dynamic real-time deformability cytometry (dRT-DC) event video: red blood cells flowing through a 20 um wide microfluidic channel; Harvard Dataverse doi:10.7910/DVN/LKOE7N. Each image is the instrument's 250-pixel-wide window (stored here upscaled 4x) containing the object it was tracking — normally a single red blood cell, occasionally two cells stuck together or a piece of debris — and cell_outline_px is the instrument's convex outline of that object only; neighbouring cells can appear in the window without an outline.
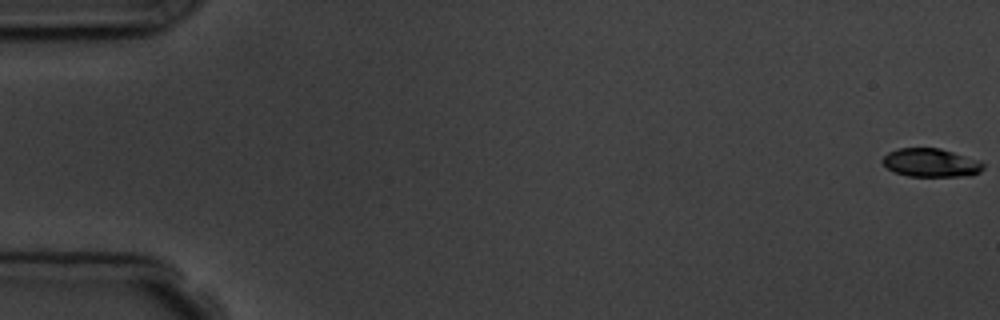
{"species": "common noctule bat (a hibernating species)", "species_latin": "Nyctalus noctula", "temperature_condition": "room temperature", "stored_images_in_passage": 6, "segment_of_instrument_passage": [1, 2], "camera_frame_rate_fps": 3000, "um_per_image_px": 0.085, "animal": {"sex": "male", "body_mass_g": 19.5, "forearm_length_mm": 54.6}, "frame": {"image": 1, "passage_image": 1, "time_ms": 0.0, "image_size_px": [1000, 320], "cell_outline_px": [[984, 168], [980, 172], [972, 176], [908, 176], [896, 172], [888, 168], [880, 160], [888, 152], [900, 148], [940, 148], [980, 160], [984, 164]], "centroid_in_image_um": [79.16, 13.83], "position_along_channel_um": 5.8, "area_um2": 16.76}}
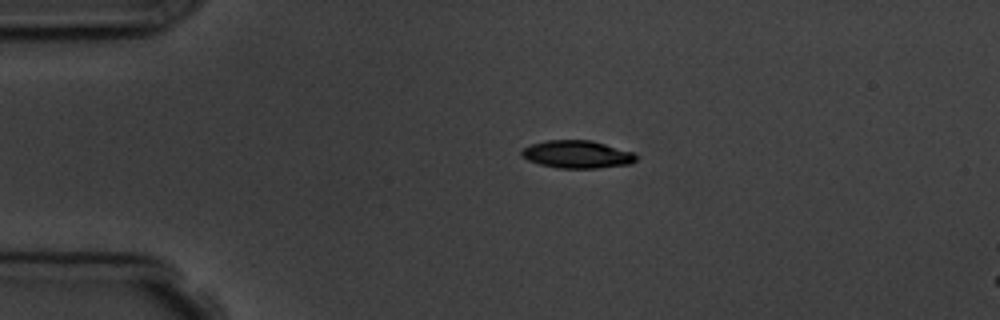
{"frame": {"image": 2, "passage_image": 4, "time_ms": 4.0, "image_size_px": [1000, 320], "cell_outline_px": [[636, 160], [632, 164], [596, 168], [560, 168], [540, 164], [528, 160], [520, 156], [520, 152], [524, 148], [532, 144], [548, 140], [592, 140], [632, 152], [636, 156]], "centroid_in_image_um": [49.05, 13.12], "position_along_channel_um": 36.0, "area_um2": 18.38}}